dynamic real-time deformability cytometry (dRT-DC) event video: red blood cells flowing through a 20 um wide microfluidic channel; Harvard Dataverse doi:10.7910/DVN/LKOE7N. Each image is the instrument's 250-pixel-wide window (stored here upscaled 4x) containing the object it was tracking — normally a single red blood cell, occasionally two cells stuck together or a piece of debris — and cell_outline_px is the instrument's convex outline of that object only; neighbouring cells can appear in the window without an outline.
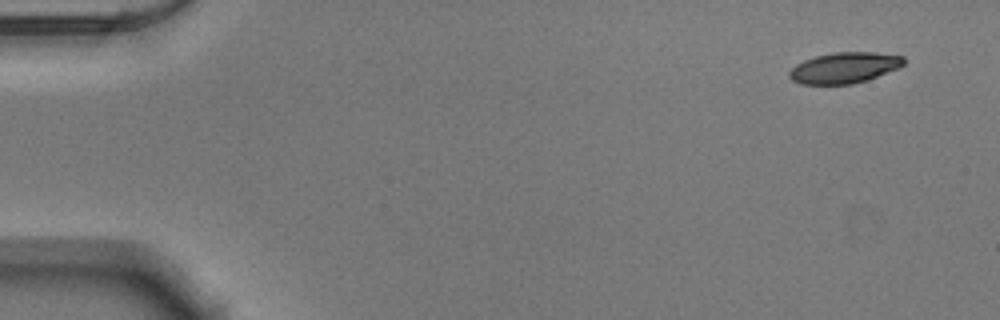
{"species": "Egyptian fruit bat (a non-hibernating species)", "species_latin": "Rousettus aegyptiacus", "temperature_condition": "warm", "stored_images_in_passage": 14, "camera_frame_rate_fps": 3000, "um_per_image_px": 0.085, "animal": {"sex": "male"}, "frame": {"image": 1, "passage_image": 1, "time_ms": 0.0, "image_size_px": [1000, 320], "cell_outline_px": [[904, 64], [900, 68], [868, 80], [852, 84], [800, 84], [792, 80], [788, 76], [788, 72], [796, 64], [804, 60], [816, 56], [832, 52], [872, 52], [904, 56]], "centroid_in_image_um": [71.78, 5.76], "position_along_channel_um": 13.2, "area_um2": 20.75}}